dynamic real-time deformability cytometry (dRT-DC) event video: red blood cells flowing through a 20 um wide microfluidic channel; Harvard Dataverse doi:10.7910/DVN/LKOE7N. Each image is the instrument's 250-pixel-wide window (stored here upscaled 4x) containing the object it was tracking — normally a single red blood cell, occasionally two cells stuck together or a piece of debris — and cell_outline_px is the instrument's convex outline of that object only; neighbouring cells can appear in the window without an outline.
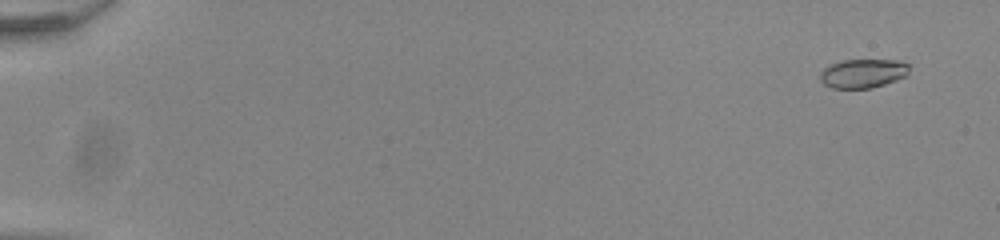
{"species": "common noctule bat (a hibernating species)", "species_latin": "Nyctalus noctula", "temperature_condition": "room temperature", "stored_images_in_passage": 56, "camera_frame_rate_fps": 3000, "um_per_image_px": 0.085, "animal": {"sex": "male", "body_mass_g": 20.0, "forearm_length_mm": 53.3}, "frame": {"image": 1, "passage_image": 4, "time_ms": 1.0, "image_size_px": [1000, 240], "cell_outline_px": [[908, 76], [872, 88], [832, 88], [824, 84], [820, 80], [820, 72], [828, 64], [844, 60], [900, 60], [908, 64]], "centroid_in_image_um": [73.34, 6.23], "position_along_channel_um": 11.7, "area_um2": 15.14}}
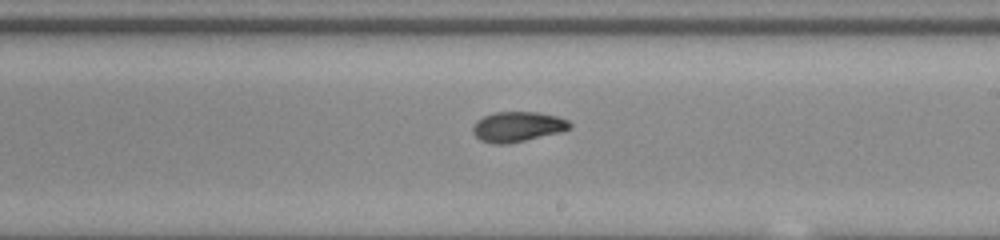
{"frame": {"image": 2, "passage_image": 35, "time_ms": 11.333, "image_size_px": [1000, 240], "cell_outline_px": [[572, 124], [568, 128], [560, 132], [508, 144], [492, 144], [480, 140], [472, 132], [472, 128], [476, 120], [484, 116], [496, 112], [536, 112], [556, 116], [568, 120]], "centroid_in_image_um": [43.95, 10.77], "position_along_channel_um": 245.0, "area_um2": 16.94}}
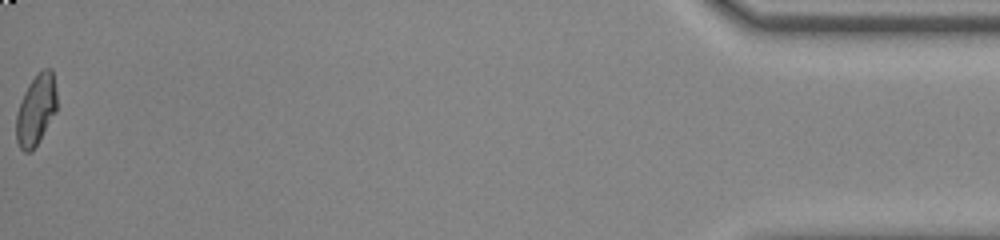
{"frame": {"image": 3, "passage_image": 56, "time_ms": 18.333, "image_size_px": [1000, 240], "cell_outline_px": [[56, 112], [32, 152], [24, 152], [20, 148], [16, 140], [16, 116], [24, 92], [28, 84], [44, 68], [52, 68], [56, 92]], "centroid_in_image_um": [3.06, 9.36], "position_along_channel_um": 432.1, "area_um2": 16.59}, "authors_computed_cell_mechanics": {"area_um2": 16.5597, "velocity_mm_per_s": 3.8991, "shape_relaxation_time_tau1_ms": 4.4858, "shape_relaxation_time_tau2_ms": 3.145, "deformation_change_tau1": 0.1578, "deformation_change_tau2": 0.0687}}